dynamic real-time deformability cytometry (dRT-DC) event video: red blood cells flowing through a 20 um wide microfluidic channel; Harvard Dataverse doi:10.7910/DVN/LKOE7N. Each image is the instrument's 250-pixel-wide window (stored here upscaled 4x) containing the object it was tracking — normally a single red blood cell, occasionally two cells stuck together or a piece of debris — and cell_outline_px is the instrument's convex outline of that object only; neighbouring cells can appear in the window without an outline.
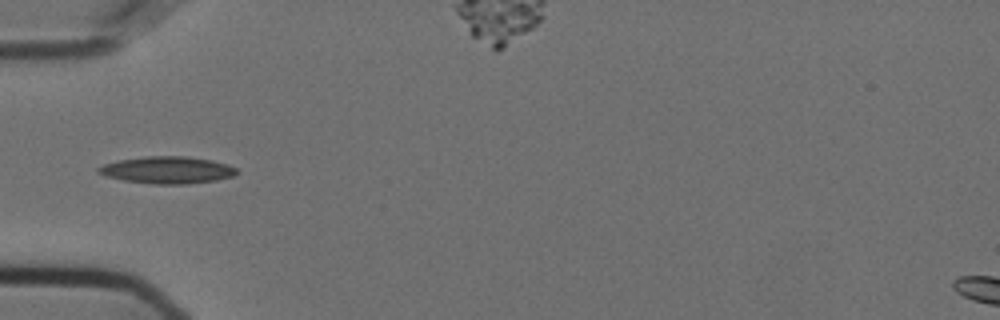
{"species": "Egyptian fruit bat (a non-hibernating species)", "species_latin": "Rousettus aegyptiacus", "temperature_condition": "cold", "stored_images_in_passage": 7, "camera_frame_rate_fps": 3000, "um_per_image_px": 0.085, "animal": {"sex": "female"}, "frame": {"image": 1, "passage_image": 1, "time_ms": 0.0, "image_size_px": [1000, 320], "cell_outline_px": [[240, 172], [232, 176], [216, 180], [188, 184], [156, 184], [124, 180], [108, 176], [96, 172], [96, 168], [104, 164], [120, 160], [144, 156], [188, 156], [212, 160], [228, 164], [236, 168]], "centroid_in_image_um": [14.25, 14.44], "position_along_channel_um": 70.7, "area_um2": 21.79}}